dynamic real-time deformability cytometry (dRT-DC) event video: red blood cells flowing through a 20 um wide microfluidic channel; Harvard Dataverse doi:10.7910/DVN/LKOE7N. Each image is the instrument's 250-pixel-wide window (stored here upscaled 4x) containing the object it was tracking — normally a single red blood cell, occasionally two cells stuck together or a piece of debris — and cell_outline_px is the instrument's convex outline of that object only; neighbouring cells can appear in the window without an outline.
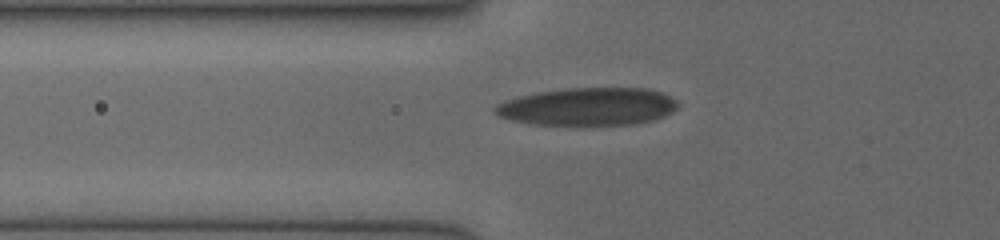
{"species": "human", "species_latin": "Homo sapiens", "temperature_condition": "cold", "stored_images_in_passage": 5, "camera_frame_rate_fps": 3000, "um_per_image_px": 0.085, "donor": {"sex": "female"}, "frame": {"image": 1, "passage_image": 5, "time_ms": 4.667, "image_size_px": [1000, 240], "cell_outline_px": [[676, 108], [672, 112], [664, 116], [652, 120], [632, 124], [536, 124], [512, 120], [500, 116], [492, 112], [492, 108], [496, 104], [504, 100], [536, 92], [564, 88], [648, 88], [660, 92], [676, 100]], "centroid_in_image_um": [49.93, 9.04], "position_along_channel_um": 75.9, "area_um2": 39.94}}